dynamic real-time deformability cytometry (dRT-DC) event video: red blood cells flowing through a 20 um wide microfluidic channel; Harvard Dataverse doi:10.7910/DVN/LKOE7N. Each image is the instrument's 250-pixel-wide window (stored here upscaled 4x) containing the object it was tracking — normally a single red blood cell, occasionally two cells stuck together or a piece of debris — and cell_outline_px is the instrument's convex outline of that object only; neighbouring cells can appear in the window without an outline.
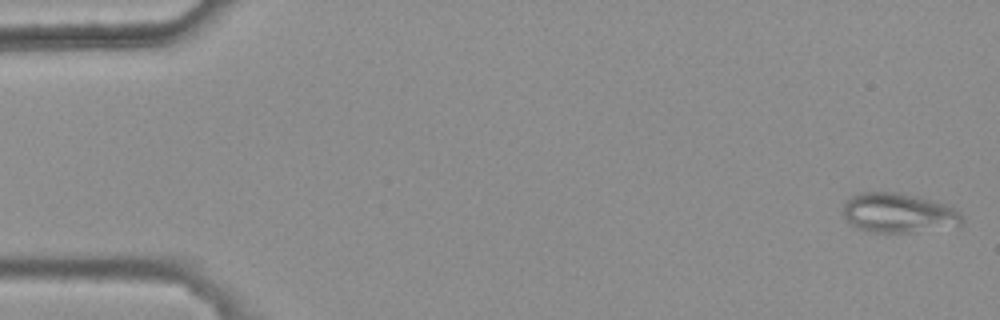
{"species": "common noctule bat (a hibernating species)", "species_latin": "Nyctalus noctula", "temperature_condition": "warm", "stored_images_in_passage": 46, "camera_frame_rate_fps": 3000, "um_per_image_px": 0.085, "animal": {"sex": "female", "body_mass_g": 25.1}, "frame": {"image": 1, "passage_image": 1, "time_ms": 0.0, "image_size_px": [1000, 320], "cell_outline_px": [[964, 220], [960, 228], [908, 232], [872, 232], [856, 228], [848, 224], [844, 216], [844, 200], [860, 192], [900, 192], [916, 196], [944, 204], [960, 212]], "centroid_in_image_um": [76.39, 18.12], "position_along_channel_um": 8.6, "area_um2": 27.92}}
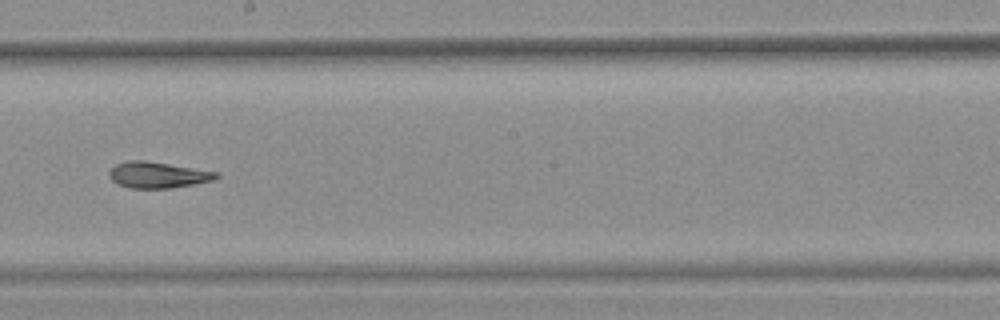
{"frame": {"image": 2, "passage_image": 30, "time_ms": 9.667, "image_size_px": [1000, 320], "cell_outline_px": [[220, 176], [212, 180], [172, 188], [128, 188], [116, 184], [108, 176], [108, 172], [116, 164], [128, 160], [144, 160], [220, 172]], "centroid_in_image_um": [13.38, 14.87], "position_along_channel_um": 234.8, "area_um2": 16.36}}
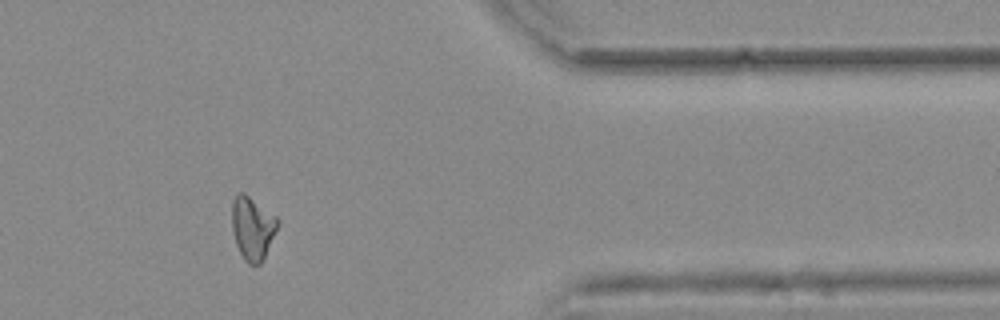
{"frame": {"image": 3, "passage_image": 44, "time_ms": 14.333, "image_size_px": [1000, 320], "cell_outline_px": [[280, 220], [264, 256], [260, 264], [248, 264], [244, 260], [236, 244], [232, 228], [232, 204], [236, 192], [244, 192], [276, 216]], "centroid_in_image_um": [21.44, 19.35], "position_along_channel_um": 390.0, "area_um2": 16.59}, "authors_computed_cell_mechanics": {"area_um2": 17.051, "velocity_mm_per_s": 3.7773, "shape_relaxation_time_tau1_ms": null, "shape_relaxation_time_tau2_ms": 7.8395, "deformation_change_tau1": null, "deformation_change_tau2": 0.1608}}